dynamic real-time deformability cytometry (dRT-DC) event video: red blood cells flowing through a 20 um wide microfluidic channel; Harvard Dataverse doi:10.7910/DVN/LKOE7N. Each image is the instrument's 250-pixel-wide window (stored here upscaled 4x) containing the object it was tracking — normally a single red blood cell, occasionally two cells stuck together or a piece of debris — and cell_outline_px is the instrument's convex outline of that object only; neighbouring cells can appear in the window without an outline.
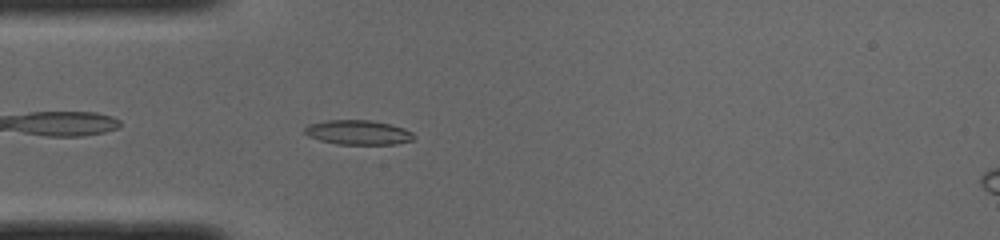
{"species": "common noctule bat (a hibernating species)", "species_latin": "Nyctalus noctula", "temperature_condition": "cold", "stored_images_in_passage": 39, "camera_frame_rate_fps": 3000, "um_per_image_px": 0.085, "animal": {"sex": "male", "body_mass_g": 19.0, "forearm_length_mm": 50.8}, "frame": {"image": 1, "passage_image": 3, "time_ms": 0.667, "image_size_px": [1000, 240], "cell_outline_px": [[416, 136], [412, 140], [396, 144], [336, 144], [320, 140], [308, 136], [304, 132], [304, 128], [308, 124], [328, 120], [372, 120], [392, 124], [404, 128], [412, 132]], "centroid_in_image_um": [30.45, 11.25], "position_along_channel_um": 54.5, "area_um2": 15.72}}
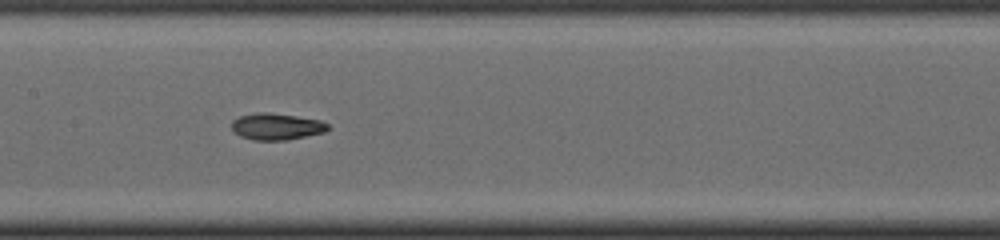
{"frame": {"image": 2, "passage_image": 13, "time_ms": 4.0, "image_size_px": [1000, 240], "cell_outline_px": [[328, 128], [324, 132], [284, 140], [252, 140], [240, 136], [232, 128], [232, 120], [240, 116], [256, 112], [268, 112], [296, 116], [320, 120], [328, 124]], "centroid_in_image_um": [23.47, 10.74], "position_along_channel_um": 183.9, "area_um2": 14.74}}
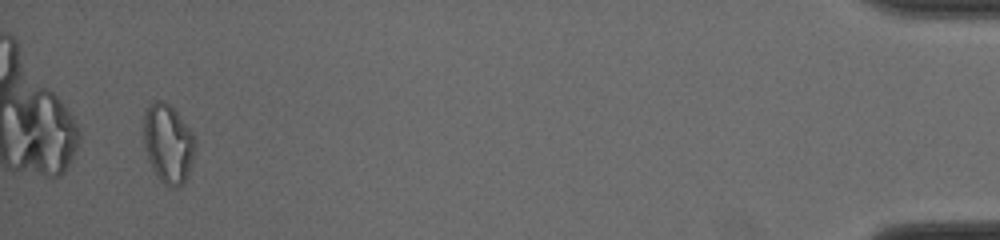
{"frame": {"image": 3, "passage_image": 37, "time_ms": 12.0, "image_size_px": [1000, 240], "cell_outline_px": [[196, 152], [184, 184], [176, 188], [164, 184], [160, 180], [152, 168], [144, 144], [144, 112], [148, 104], [156, 100], [160, 100], [168, 104], [176, 112], [192, 132], [196, 140]], "centroid_in_image_um": [14.31, 12.21], "position_along_channel_um": 420.9, "area_um2": 23.7}, "authors_computed_cell_mechanics": {"area_um2": 15.028, "velocity_mm_per_s": 4.0031, "shape_relaxation_time_tau1_ms": 4.7319, "shape_relaxation_time_tau2_ms": 3.4944, "deformation_change_tau1": 0.2035, "deformation_change_tau2": 0.0906}}